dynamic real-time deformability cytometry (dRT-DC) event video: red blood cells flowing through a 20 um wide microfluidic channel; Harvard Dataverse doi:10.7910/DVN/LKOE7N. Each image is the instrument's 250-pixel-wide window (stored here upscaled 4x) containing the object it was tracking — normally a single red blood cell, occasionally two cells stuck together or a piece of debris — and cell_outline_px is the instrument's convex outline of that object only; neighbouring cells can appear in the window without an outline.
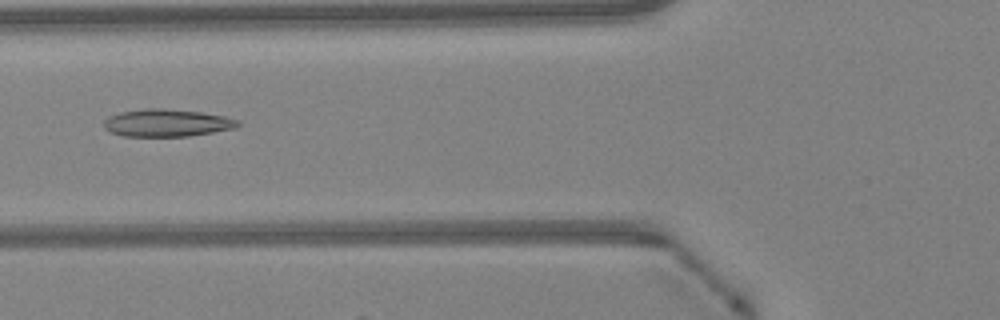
{"species": "Egyptian fruit bat (a non-hibernating species)", "species_latin": "Rousettus aegyptiacus", "temperature_condition": "warm", "stored_images_in_passage": 47, "camera_frame_rate_fps": 3000, "um_per_image_px": 0.085, "animal": {"sex": "female"}, "frame": {"image": 1, "passage_image": 18, "time_ms": 5.667, "image_size_px": [1000, 320], "cell_outline_px": [[240, 124], [232, 128], [212, 132], [188, 136], [124, 136], [112, 132], [104, 128], [104, 120], [108, 116], [120, 112], [144, 108], [164, 108], [200, 112], [224, 116], [240, 120]], "centroid_in_image_um": [14.15, 10.43], "position_along_channel_um": 111.6, "area_um2": 21.33}}
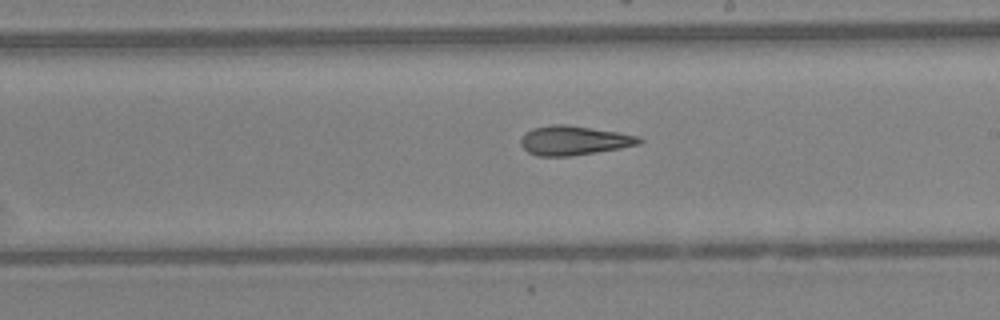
{"frame": {"image": 2, "passage_image": 27, "time_ms": 8.667, "image_size_px": [1000, 320], "cell_outline_px": [[644, 140], [640, 144], [620, 148], [572, 156], [536, 156], [528, 152], [520, 144], [520, 140], [532, 128], [552, 124], [568, 124], [640, 136]], "centroid_in_image_um": [48.79, 11.94], "position_along_channel_um": 240.2, "area_um2": 20.17}}
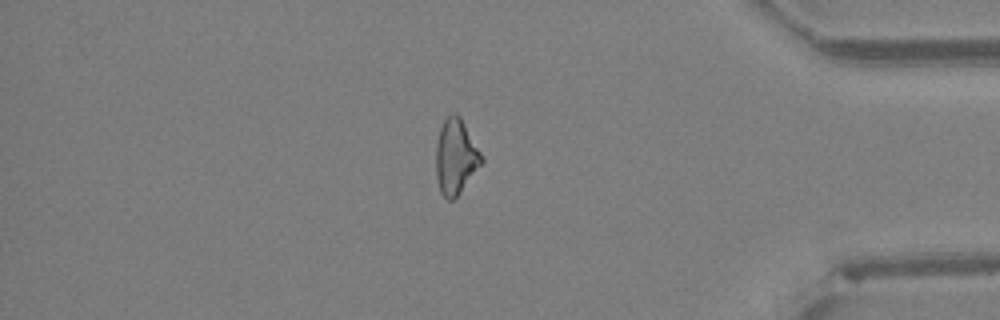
{"frame": {"image": 3, "passage_image": 40, "time_ms": 13.0, "image_size_px": [1000, 320], "cell_outline_px": [[484, 160], [456, 196], [452, 200], [448, 200], [440, 192], [436, 176], [436, 144], [440, 128], [444, 120], [452, 112], [456, 112], [460, 116], [480, 152]], "centroid_in_image_um": [38.71, 13.29], "position_along_channel_um": 396.5, "area_um2": 19.54}, "authors_computed_cell_mechanics": {"area_um2": 20.5768, "velocity_mm_per_s": 4.3051, "shape_relaxation_time_tau1_ms": null, "shape_relaxation_time_tau2_ms": 3.9261, "deformation_change_tau1": null, "deformation_change_tau2": 0.1391}}